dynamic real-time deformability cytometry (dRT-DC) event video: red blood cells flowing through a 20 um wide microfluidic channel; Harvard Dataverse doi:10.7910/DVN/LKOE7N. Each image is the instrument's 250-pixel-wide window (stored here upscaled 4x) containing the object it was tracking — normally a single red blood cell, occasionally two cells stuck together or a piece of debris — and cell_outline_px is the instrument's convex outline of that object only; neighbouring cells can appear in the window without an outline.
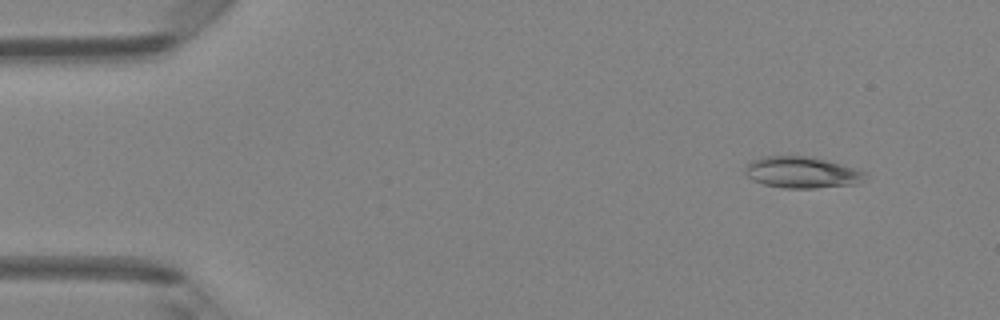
{"species": "Egyptian fruit bat (a non-hibernating species)", "species_latin": "Rousettus aegyptiacus", "temperature_condition": "room temperature", "stored_images_in_passage": 48, "camera_frame_rate_fps": 3000, "um_per_image_px": 0.085, "animal": {"sex": "female"}, "frame": {"image": 1, "passage_image": 5, "time_ms": 1.333, "image_size_px": [1000, 320], "cell_outline_px": [[868, 172], [864, 180], [856, 184], [816, 188], [784, 188], [764, 184], [752, 180], [744, 172], [744, 168], [752, 160], [760, 156], [812, 156], [856, 168]], "centroid_in_image_um": [68.17, 14.65], "position_along_channel_um": 16.8, "area_um2": 22.2}}
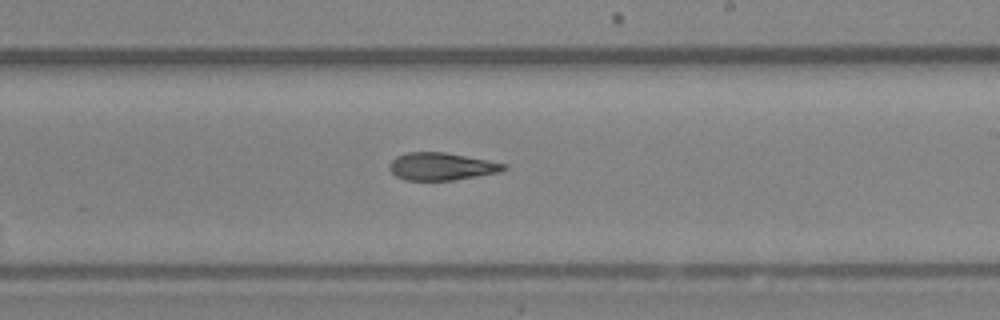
{"frame": {"image": 2, "passage_image": 29, "time_ms": 9.333, "image_size_px": [1000, 320], "cell_outline_px": [[508, 168], [500, 172], [452, 180], [404, 180], [396, 176], [388, 168], [388, 164], [396, 156], [408, 152], [444, 152], [508, 164]], "centroid_in_image_um": [37.51, 14.15], "position_along_channel_um": 251.5, "area_um2": 18.32}}
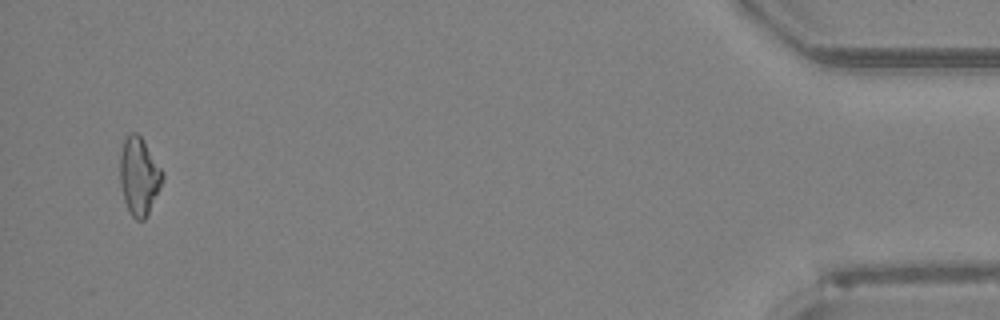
{"frame": {"image": 3, "passage_image": 47, "time_ms": 15.333, "image_size_px": [1000, 320], "cell_outline_px": [[164, 180], [144, 220], [136, 220], [132, 216], [124, 200], [120, 184], [120, 156], [124, 140], [132, 132], [136, 132], [140, 136], [164, 172]], "centroid_in_image_um": [11.83, 14.98], "position_along_channel_um": 423.4, "area_um2": 18.96}}